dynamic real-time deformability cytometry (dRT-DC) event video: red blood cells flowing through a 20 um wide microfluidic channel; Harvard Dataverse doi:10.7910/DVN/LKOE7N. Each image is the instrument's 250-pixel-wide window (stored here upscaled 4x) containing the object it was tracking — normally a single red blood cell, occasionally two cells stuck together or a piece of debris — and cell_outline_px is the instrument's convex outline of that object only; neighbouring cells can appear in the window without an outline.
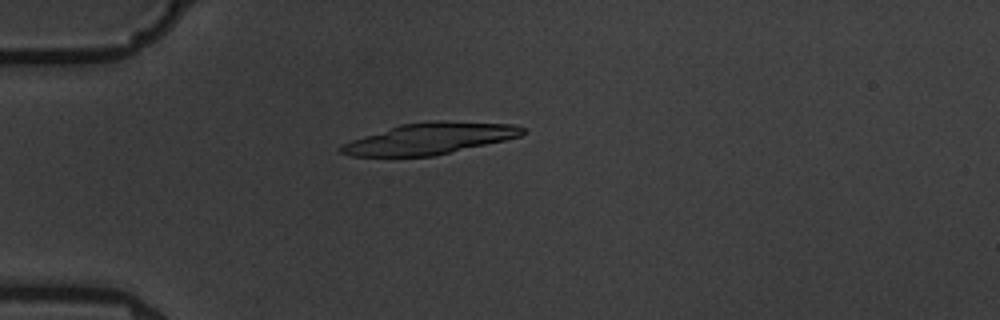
{"species": "common noctule bat (a hibernating species)", "species_latin": "Nyctalus noctula", "temperature_condition": "warm", "stored_images_in_passage": 6, "camera_frame_rate_fps": 3000, "um_per_image_px": 0.085, "animal": {"sex": "male", "body_mass_g": 19.5, "forearm_length_mm": 54.6}, "frame": {"image": 1, "passage_image": 5, "time_ms": 4.667, "image_size_px": [1000, 320], "cell_outline_px": [[528, 132], [520, 136], [504, 140], [432, 156], [352, 156], [340, 152], [336, 148], [340, 144], [400, 124], [432, 120], [440, 120], [516, 124], [524, 128]], "centroid_in_image_um": [36.53, 11.76], "position_along_channel_um": 48.5, "area_um2": 33.06}}